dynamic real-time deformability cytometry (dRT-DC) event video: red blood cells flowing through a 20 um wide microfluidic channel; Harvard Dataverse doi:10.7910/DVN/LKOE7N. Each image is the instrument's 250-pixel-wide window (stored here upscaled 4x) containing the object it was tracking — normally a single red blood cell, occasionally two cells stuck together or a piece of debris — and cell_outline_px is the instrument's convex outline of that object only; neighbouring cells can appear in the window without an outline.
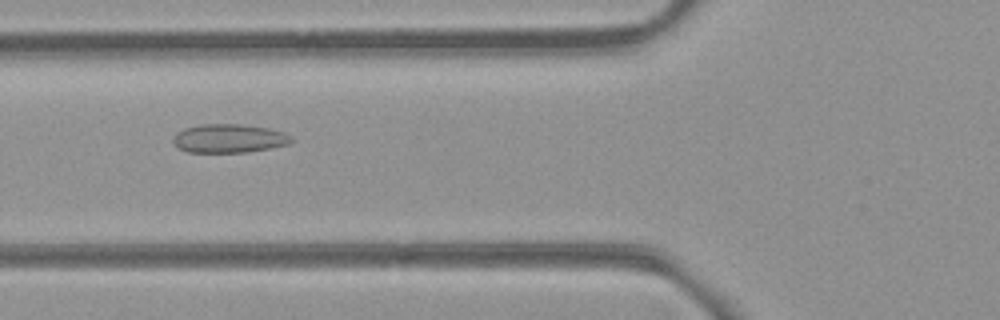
{"species": "common noctule bat (a hibernating species)", "species_latin": "Nyctalus noctula", "temperature_condition": "room temperature", "stored_images_in_passage": 46, "camera_frame_rate_fps": 3000, "um_per_image_px": 0.085, "animal": {"sex": "female", "body_mass_g": 21.9}, "frame": {"image": 1, "passage_image": 14, "time_ms": 4.333, "image_size_px": [1000, 320], "cell_outline_px": [[292, 140], [288, 144], [248, 152], [188, 152], [180, 148], [172, 140], [176, 132], [184, 128], [200, 124], [240, 124], [268, 128], [284, 132], [292, 136]], "centroid_in_image_um": [19.46, 11.75], "position_along_channel_um": 106.3, "area_um2": 19.65}}
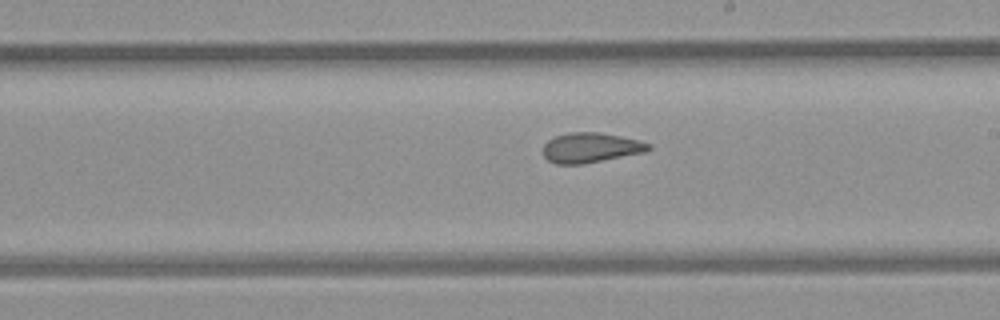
{"frame": {"image": 2, "passage_image": 24, "time_ms": 7.667, "image_size_px": [1000, 320], "cell_outline_px": [[652, 148], [644, 152], [584, 164], [556, 164], [548, 160], [544, 156], [544, 144], [548, 140], [556, 136], [568, 132], [600, 132], [640, 140], [652, 144]], "centroid_in_image_um": [50.23, 12.55], "position_along_channel_um": 238.8, "area_um2": 18.44}}
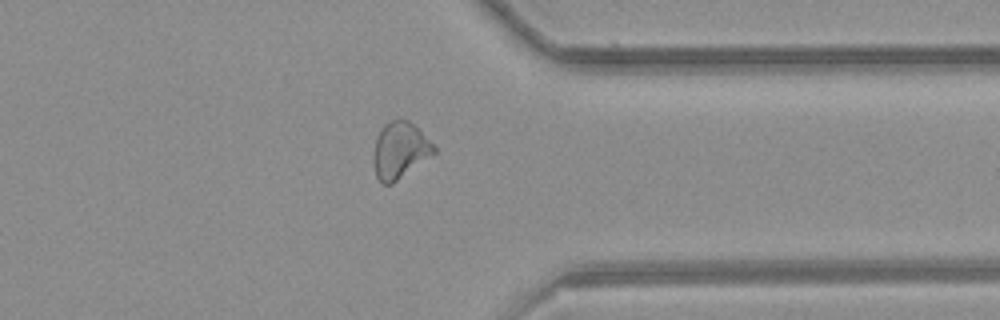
{"frame": {"image": 3, "passage_image": 35, "time_ms": 11.333, "image_size_px": [1000, 320], "cell_outline_px": [[436, 152], [392, 184], [384, 184], [376, 176], [376, 136], [384, 124], [396, 116], [408, 120], [436, 148]], "centroid_in_image_um": [34.0, 12.73], "position_along_channel_um": 377.4, "area_um2": 19.19}, "authors_computed_cell_mechanics": {"area_um2": 19.941, "velocity_mm_per_s": 3.9646, "shape_relaxation_time_tau1_ms": null, "shape_relaxation_time_tau2_ms": 1.7388, "deformation_change_tau1": null, "deformation_change_tau2": 0.0784}}